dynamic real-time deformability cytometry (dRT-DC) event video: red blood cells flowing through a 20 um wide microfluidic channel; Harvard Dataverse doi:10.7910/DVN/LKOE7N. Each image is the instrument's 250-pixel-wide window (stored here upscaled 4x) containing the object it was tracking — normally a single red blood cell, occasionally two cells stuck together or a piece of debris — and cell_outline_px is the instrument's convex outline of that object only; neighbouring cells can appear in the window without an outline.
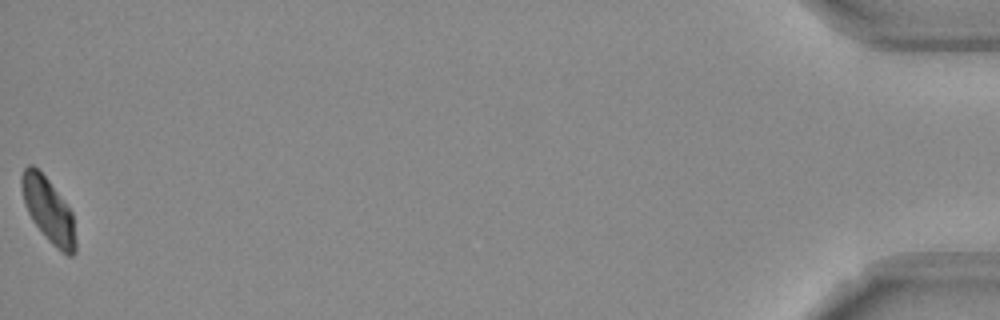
{"species": "Egyptian fruit bat (a non-hibernating species)", "species_latin": "Rousettus aegyptiacus", "temperature_condition": "room temperature", "stored_images_in_passage": 43, "camera_frame_rate_fps": 3000, "um_per_image_px": 0.085, "frame": {"image": 1, "passage_image": 43, "time_ms": 14.0, "image_size_px": [1000, 320], "cell_outline_px": [[76, 252], [72, 256], [68, 256], [56, 248], [48, 240], [32, 220], [28, 212], [24, 200], [20, 184], [20, 176], [24, 168], [28, 164], [32, 164], [48, 180], [68, 204], [72, 212], [76, 240]], "centroid_in_image_um": [4.13, 17.87], "position_along_channel_um": 431.1, "area_um2": 20.35}, "authors_computed_cell_mechanics": {"area_um2": 21.675, "velocity_mm_per_s": 3.717, "shape_relaxation_time_tau1_ms": 5.1315, "shape_relaxation_time_tau2_ms": null, "deformation_change_tau1": 0.1296, "deformation_change_tau2": null}}